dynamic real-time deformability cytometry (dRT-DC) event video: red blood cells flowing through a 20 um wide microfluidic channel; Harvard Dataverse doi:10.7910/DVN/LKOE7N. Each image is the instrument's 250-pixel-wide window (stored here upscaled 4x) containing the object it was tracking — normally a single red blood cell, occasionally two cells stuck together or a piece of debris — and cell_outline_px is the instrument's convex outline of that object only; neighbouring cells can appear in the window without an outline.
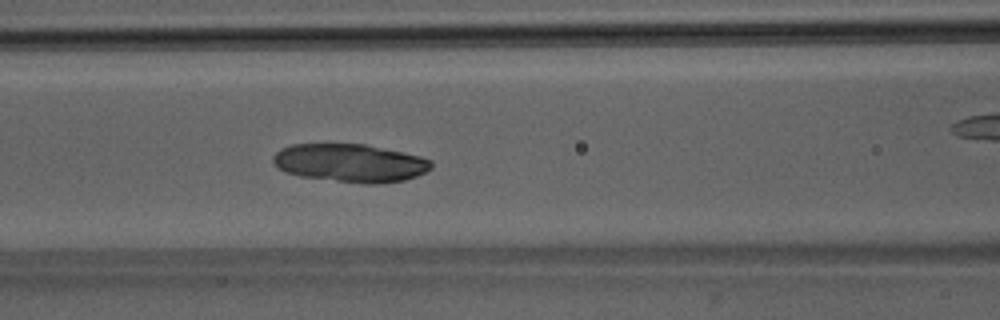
{"species": "Egyptian fruit bat (a non-hibernating species)", "species_latin": "Rousettus aegyptiacus", "temperature_condition": "room temperature", "stored_images_in_passage": 53, "segment_of_instrument_passage": [1, 2], "camera_frame_rate_fps": 3000, "um_per_image_px": 0.085, "animal": {"sex": "male"}, "frame": {"image": 1, "passage_image": 23, "time_ms": 7.333, "image_size_px": [1000, 320], "cell_outline_px": [[432, 168], [416, 176], [404, 180], [380, 184], [364, 184], [300, 176], [284, 172], [276, 168], [272, 164], [272, 156], [280, 148], [292, 144], [364, 144], [420, 156], [432, 160]], "centroid_in_image_um": [29.72, 13.86], "position_along_channel_um": 136.9, "area_um2": 35.37}}